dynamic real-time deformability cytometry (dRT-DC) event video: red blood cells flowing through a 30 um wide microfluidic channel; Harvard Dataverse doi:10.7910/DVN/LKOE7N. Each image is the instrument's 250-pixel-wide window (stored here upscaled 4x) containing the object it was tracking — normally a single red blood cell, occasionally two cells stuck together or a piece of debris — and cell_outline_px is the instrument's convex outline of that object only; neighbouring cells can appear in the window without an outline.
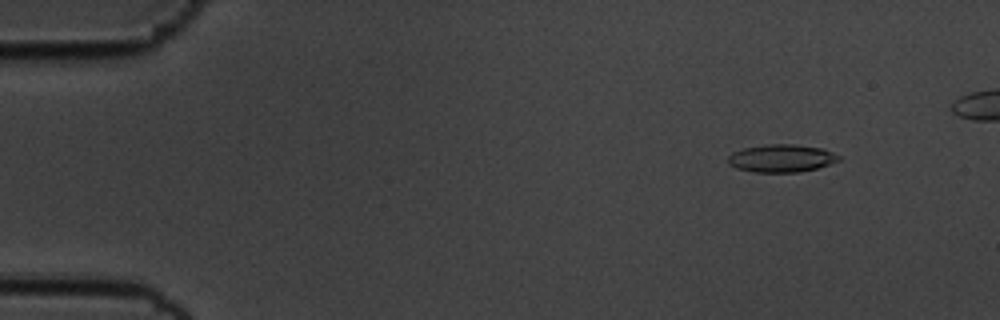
{"species": "common noctule bat (a hibernating species)", "species_latin": "Nyctalus noctula", "temperature_condition": "cold", "stored_images_in_passage": 51, "camera_frame_rate_fps": 3000, "um_per_image_px": 0.085, "animal": {"sex": "male", "body_mass_g": 19.5, "forearm_length_mm": 54.6}, "frame": {"image": 1, "passage_image": 4, "time_ms": 1.0, "image_size_px": [1000, 320], "cell_outline_px": [[840, 160], [816, 168], [800, 172], [752, 172], [736, 168], [728, 164], [728, 156], [732, 152], [744, 148], [764, 144], [792, 144], [824, 148], [840, 156]], "centroid_in_image_um": [66.4, 13.45], "position_along_channel_um": 18.6, "area_um2": 17.98}}
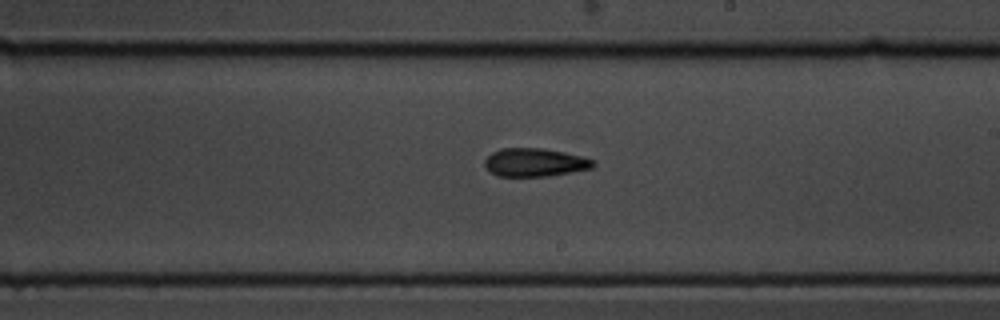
{"frame": {"image": 2, "passage_image": 31, "time_ms": 10.0, "image_size_px": [1000, 320], "cell_outline_px": [[596, 164], [592, 168], [548, 176], [496, 176], [484, 164], [484, 160], [492, 152], [500, 148], [544, 148], [564, 152], [596, 160]], "centroid_in_image_um": [45.47, 13.8], "position_along_channel_um": 243.5, "area_um2": 17.86}}
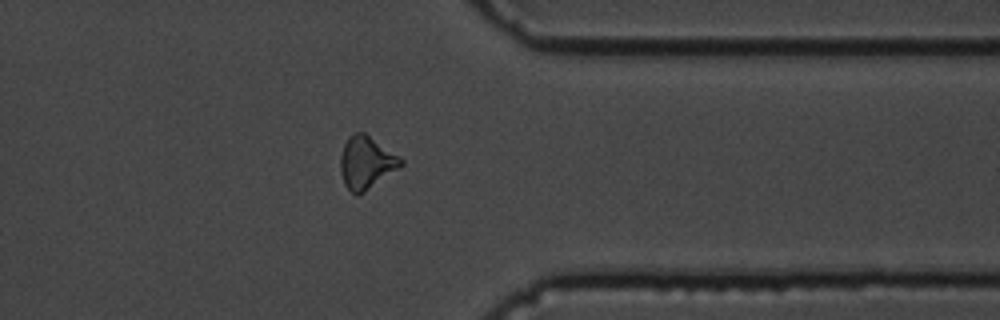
{"frame": {"image": 3, "passage_image": 43, "time_ms": 14.0, "image_size_px": [1000, 320], "cell_outline_px": [[404, 164], [400, 168], [364, 192], [356, 196], [344, 184], [340, 172], [340, 156], [344, 144], [348, 136], [356, 132], [364, 132], [400, 156], [404, 160]], "centroid_in_image_um": [31.14, 13.82], "position_along_channel_um": 380.3, "area_um2": 18.67}, "authors_computed_cell_mechanics": {"area_um2": 17.7446, "velocity_mm_per_s": 3.5754, "shape_relaxation_time_tau1_ms": 4.8892, "shape_relaxation_time_tau2_ms": null, "deformation_change_tau1": 0.1441, "deformation_change_tau2": null}}